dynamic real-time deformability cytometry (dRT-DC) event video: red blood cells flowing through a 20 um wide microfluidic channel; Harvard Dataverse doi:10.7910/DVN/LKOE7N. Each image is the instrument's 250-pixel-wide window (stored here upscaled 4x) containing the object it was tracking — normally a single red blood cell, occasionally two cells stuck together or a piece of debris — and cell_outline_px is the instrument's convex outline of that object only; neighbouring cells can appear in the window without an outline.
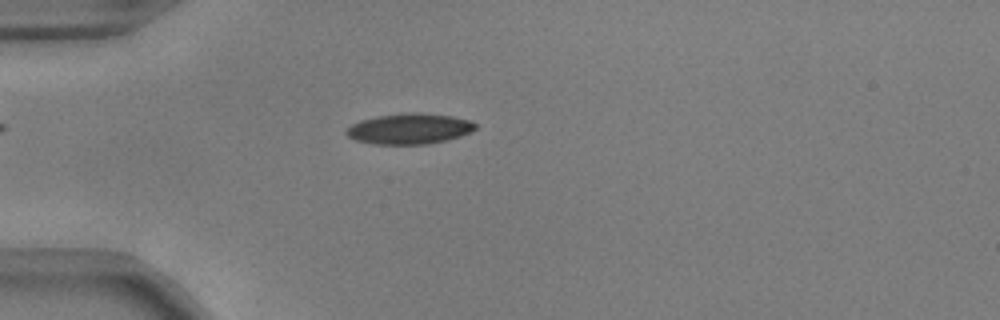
{"species": "common noctule bat (a hibernating species)", "species_latin": "Nyctalus noctula", "temperature_condition": "warm", "stored_images_in_passage": 54, "camera_frame_rate_fps": 3000, "um_per_image_px": 0.085, "animal": {"sex": "male", "body_mass_g": 17.9, "forearm_length_mm": 54.2}, "frame": {"image": 1, "passage_image": 15, "time_ms": 4.667, "image_size_px": [1000, 320], "cell_outline_px": [[476, 128], [460, 136], [448, 140], [428, 144], [372, 144], [356, 140], [348, 136], [344, 132], [352, 124], [360, 120], [376, 116], [404, 112], [420, 112], [452, 116], [472, 120], [476, 124]], "centroid_in_image_um": [34.8, 10.93], "position_along_channel_um": 50.2, "area_um2": 23.24}}
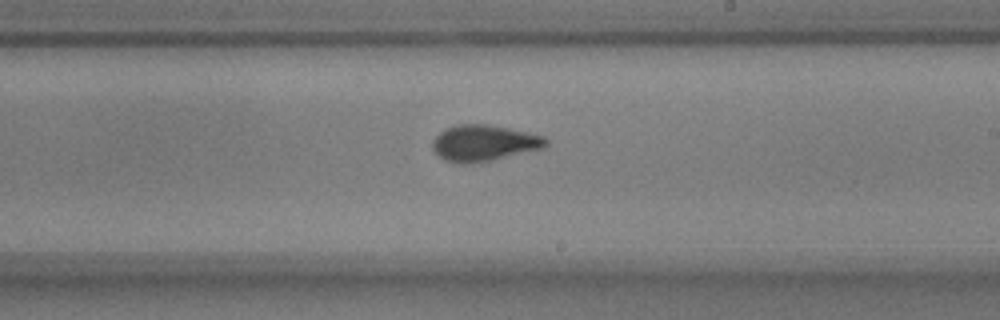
{"frame": {"image": 2, "passage_image": 32, "time_ms": 10.333, "image_size_px": [1000, 320], "cell_outline_px": [[548, 144], [544, 148], [492, 160], [472, 164], [460, 164], [444, 160], [432, 148], [432, 140], [440, 132], [448, 128], [460, 124], [488, 124], [544, 136], [548, 140]], "centroid_in_image_um": [41.13, 12.17], "position_along_channel_um": 247.9, "area_um2": 23.81}}
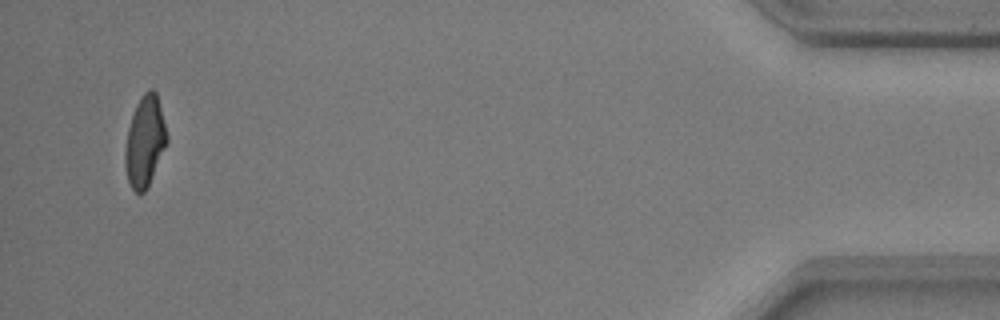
{"frame": {"image": 3, "passage_image": 52, "time_ms": 17.0, "image_size_px": [1000, 320], "cell_outline_px": [[168, 140], [152, 176], [144, 192], [136, 192], [132, 188], [128, 180], [124, 164], [124, 152], [128, 128], [136, 104], [144, 92], [148, 88], [152, 88], [156, 92], [168, 136]], "centroid_in_image_um": [12.3, 11.98], "position_along_channel_um": 422.9, "area_um2": 21.73}, "authors_computed_cell_mechanics": {"area_um2": 22.6865, "velocity_mm_per_s": 3.7473, "shape_relaxation_time_tau1_ms": 4.3105, "shape_relaxation_time_tau2_ms": 1.0598, "deformation_change_tau1": 0.1642, "deformation_change_tau2": 0.0613}}